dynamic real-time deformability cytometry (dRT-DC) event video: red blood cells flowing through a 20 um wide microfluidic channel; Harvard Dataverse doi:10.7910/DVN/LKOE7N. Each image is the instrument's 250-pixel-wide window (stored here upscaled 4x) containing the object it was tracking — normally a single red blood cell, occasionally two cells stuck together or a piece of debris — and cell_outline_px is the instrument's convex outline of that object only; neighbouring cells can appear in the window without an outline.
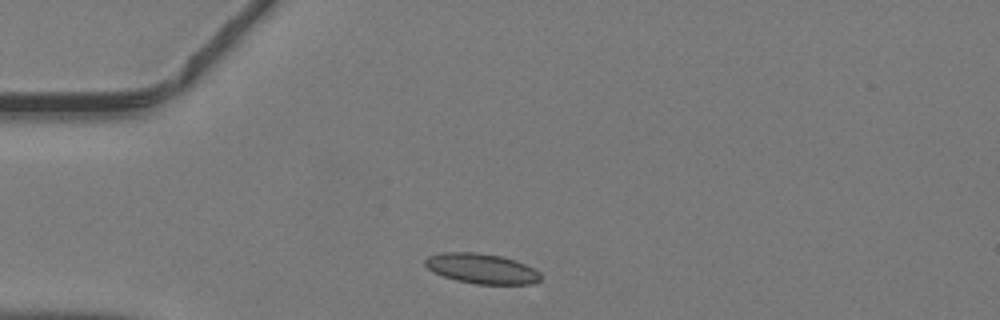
{"species": "common noctule bat (a hibernating species)", "species_latin": "Nyctalus noctula", "temperature_condition": "warm", "stored_images_in_passage": 35, "camera_frame_rate_fps": 3000, "um_per_image_px": 0.085, "animal": {"sex": "male", "body_mass_g": 19.2, "forearm_length_mm": 51.8}, "frame": {"image": 1, "passage_image": 1, "time_ms": 0.0, "image_size_px": [1000, 320], "cell_outline_px": [[540, 280], [532, 284], [476, 284], [456, 280], [444, 276], [428, 268], [424, 264], [424, 260], [428, 256], [444, 252], [476, 252], [500, 256], [516, 260], [540, 272]], "centroid_in_image_um": [40.94, 22.82], "position_along_channel_um": 44.1, "area_um2": 20.11}}
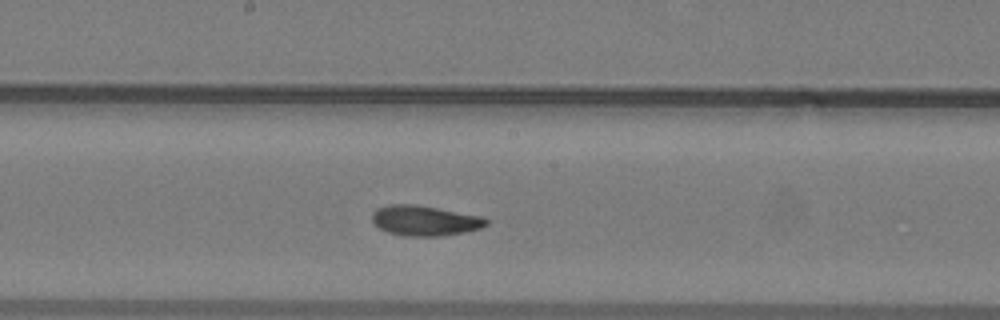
{"frame": {"image": 2, "passage_image": 14, "time_ms": 4.333, "image_size_px": [1000, 320], "cell_outline_px": [[488, 224], [480, 228], [464, 232], [440, 236], [404, 236], [388, 232], [372, 224], [372, 212], [376, 208], [388, 204], [412, 204], [436, 208], [480, 216], [488, 220]], "centroid_in_image_um": [36.04, 18.75], "position_along_channel_um": 212.2, "area_um2": 20.0}}
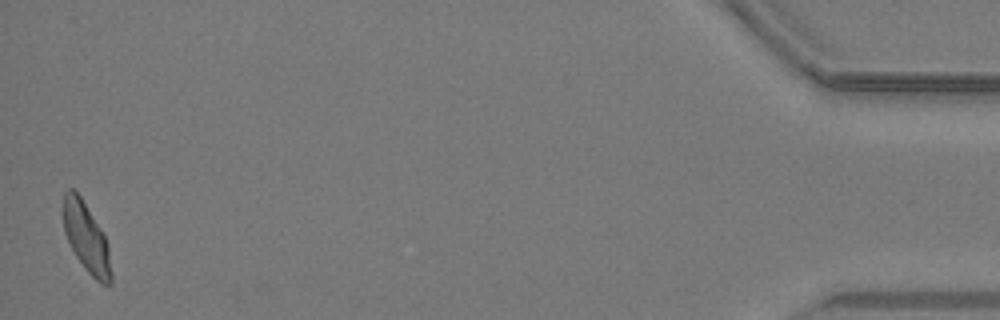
{"frame": {"image": 3, "passage_image": 35, "time_ms": 11.333, "image_size_px": [1000, 320], "cell_outline_px": [[112, 284], [100, 284], [88, 272], [76, 256], [64, 232], [60, 212], [64, 192], [68, 188], [72, 188], [80, 196], [100, 228], [108, 244], [112, 272]], "centroid_in_image_um": [7.3, 20.17], "position_along_channel_um": 427.9, "area_um2": 19.59}}